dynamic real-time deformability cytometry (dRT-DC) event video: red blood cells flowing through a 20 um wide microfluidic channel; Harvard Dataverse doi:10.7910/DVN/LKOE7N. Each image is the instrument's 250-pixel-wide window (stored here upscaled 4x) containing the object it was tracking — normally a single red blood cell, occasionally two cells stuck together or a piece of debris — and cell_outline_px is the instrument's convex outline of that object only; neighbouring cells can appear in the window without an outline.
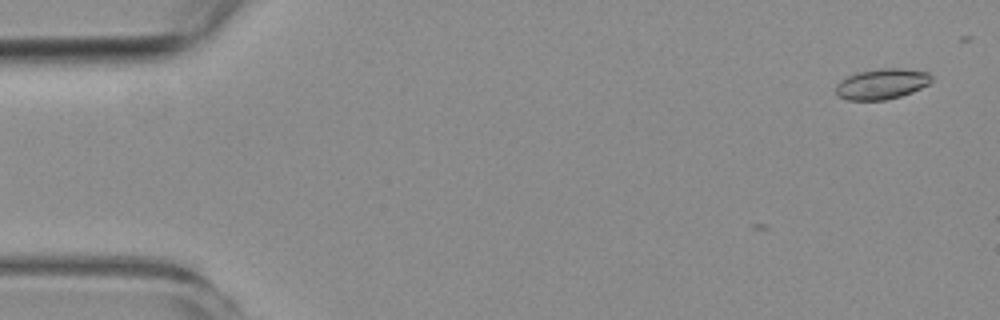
{"species": "common noctule bat (a hibernating species)", "species_latin": "Nyctalus noctula", "temperature_condition": "room temperature", "stored_images_in_passage": 2, "segment_of_instrument_passage": [2, 2], "camera_frame_rate_fps": 3000, "um_per_image_px": 0.085, "animal": {"sex": "female", "body_mass_g": 19.3, "forearm_length_mm": 54.1}, "frame": {"image": 1, "passage_image": 2, "time_ms": 1.333, "image_size_px": [1000, 320], "cell_outline_px": [[932, 80], [928, 84], [912, 92], [900, 96], [884, 100], [848, 100], [840, 96], [836, 92], [836, 84], [840, 80], [856, 72], [880, 68], [900, 68], [928, 72], [932, 76]], "centroid_in_image_um": [74.95, 7.12], "position_along_channel_um": 10.1, "area_um2": 16.99}}